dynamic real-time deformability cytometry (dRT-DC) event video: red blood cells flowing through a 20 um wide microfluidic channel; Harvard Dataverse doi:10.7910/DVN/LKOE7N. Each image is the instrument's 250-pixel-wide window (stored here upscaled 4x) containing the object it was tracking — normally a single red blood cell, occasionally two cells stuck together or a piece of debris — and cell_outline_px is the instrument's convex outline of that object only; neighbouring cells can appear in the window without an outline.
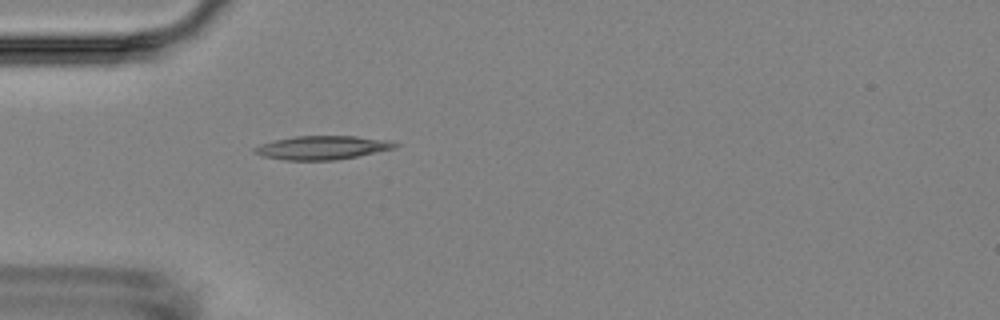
{"species": "Egyptian fruit bat (a non-hibernating species)", "species_latin": "Rousettus aegyptiacus", "temperature_condition": "room temperature", "stored_images_in_passage": 2, "camera_frame_rate_fps": 3000, "um_per_image_px": 0.085, "animal": {"sex": "female"}, "frame": {"image": 1, "passage_image": 2, "time_ms": 2.333, "image_size_px": [1000, 320], "cell_outline_px": [[400, 144], [396, 148], [336, 160], [284, 160], [260, 156], [252, 152], [252, 148], [260, 144], [276, 140], [296, 136], [356, 136], [388, 140]], "centroid_in_image_um": [27.36, 12.55], "position_along_channel_um": 57.6, "area_um2": 19.42}}